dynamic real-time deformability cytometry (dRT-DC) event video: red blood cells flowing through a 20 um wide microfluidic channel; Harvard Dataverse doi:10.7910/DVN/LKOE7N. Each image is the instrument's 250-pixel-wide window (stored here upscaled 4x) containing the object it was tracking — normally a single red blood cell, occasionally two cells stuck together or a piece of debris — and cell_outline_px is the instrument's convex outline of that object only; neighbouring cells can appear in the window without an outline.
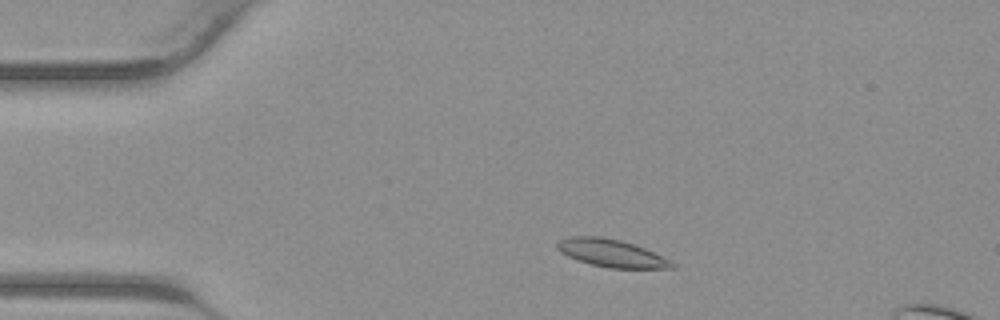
{"species": "common noctule bat (a hibernating species)", "species_latin": "Nyctalus noctula", "temperature_condition": "warm", "stored_images_in_passage": 40, "camera_frame_rate_fps": 3000, "um_per_image_px": 0.085, "animal": {"sex": "male", "body_mass_g": 23.1, "forearm_length_mm": 52.7}, "frame": {"image": 1, "passage_image": 5, "time_ms": 1.333, "image_size_px": [1000, 320], "cell_outline_px": [[676, 268], [608, 268], [576, 260], [560, 252], [556, 248], [556, 244], [560, 240], [568, 236], [600, 236], [620, 240], [644, 248], [676, 264]], "centroid_in_image_um": [51.91, 21.51], "position_along_channel_um": 33.1, "area_um2": 18.32}}
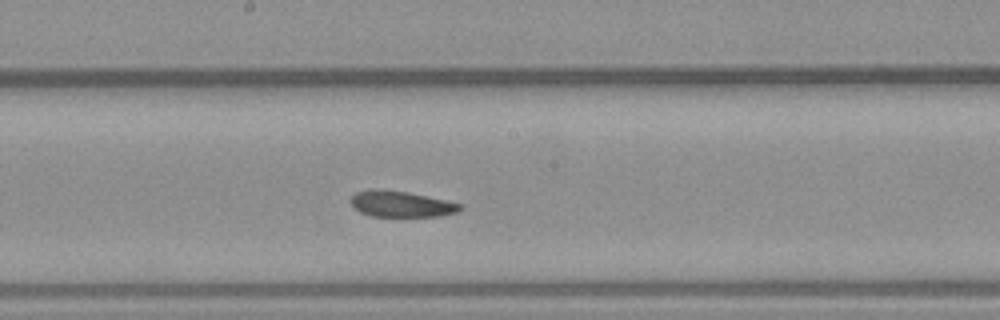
{"frame": {"image": 2, "passage_image": 19, "time_ms": 6.0, "image_size_px": [1000, 320], "cell_outline_px": [[464, 208], [456, 212], [440, 216], [372, 216], [360, 212], [352, 208], [348, 200], [356, 192], [372, 188], [380, 188], [408, 192], [464, 204]], "centroid_in_image_um": [34.05, 17.33], "position_along_channel_um": 214.1, "area_um2": 16.88}}
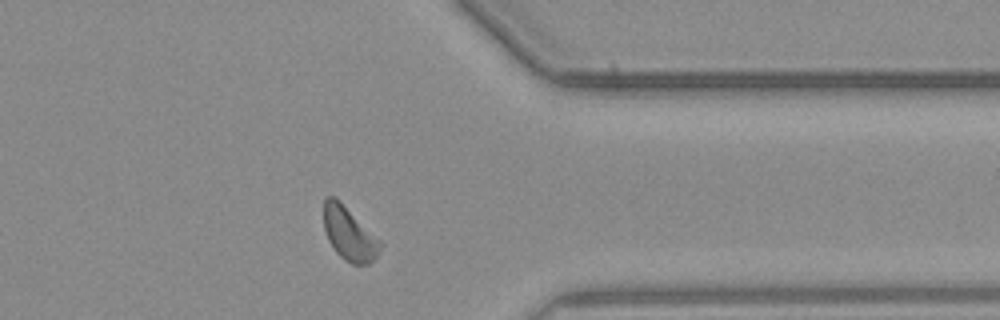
{"frame": {"image": 3, "passage_image": 30, "time_ms": 9.667, "image_size_px": [1000, 320], "cell_outline_px": [[380, 248], [376, 256], [368, 264], [352, 264], [344, 260], [336, 252], [328, 240], [324, 228], [324, 200], [328, 196], [336, 196], [380, 240]], "centroid_in_image_um": [29.65, 19.85], "position_along_channel_um": 381.8, "area_um2": 17.4}}